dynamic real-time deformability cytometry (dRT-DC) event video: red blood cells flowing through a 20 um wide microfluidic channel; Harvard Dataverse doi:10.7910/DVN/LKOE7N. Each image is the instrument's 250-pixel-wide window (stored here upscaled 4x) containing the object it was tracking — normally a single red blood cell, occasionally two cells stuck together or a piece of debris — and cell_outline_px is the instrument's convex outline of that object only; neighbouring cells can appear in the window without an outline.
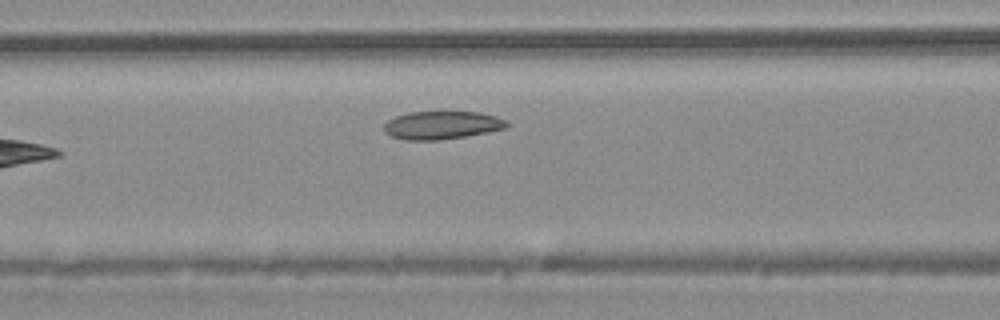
{"species": "common noctule bat (a hibernating species)", "species_latin": "Nyctalus noctula", "temperature_condition": "warm", "stored_images_in_passage": 4, "camera_frame_rate_fps": 3000, "um_per_image_px": 0.085, "animal": {"sex": "male", "body_mass_g": 20.4}, "frame": {"image": 1, "passage_image": 4, "time_ms": 1.0, "image_size_px": [1000, 320], "cell_outline_px": [[508, 128], [488, 132], [440, 140], [404, 140], [392, 136], [384, 132], [384, 124], [388, 120], [396, 116], [408, 112], [480, 112], [496, 116], [508, 120]], "centroid_in_image_um": [37.58, 10.64], "position_along_channel_um": 129.0, "area_um2": 20.17}}